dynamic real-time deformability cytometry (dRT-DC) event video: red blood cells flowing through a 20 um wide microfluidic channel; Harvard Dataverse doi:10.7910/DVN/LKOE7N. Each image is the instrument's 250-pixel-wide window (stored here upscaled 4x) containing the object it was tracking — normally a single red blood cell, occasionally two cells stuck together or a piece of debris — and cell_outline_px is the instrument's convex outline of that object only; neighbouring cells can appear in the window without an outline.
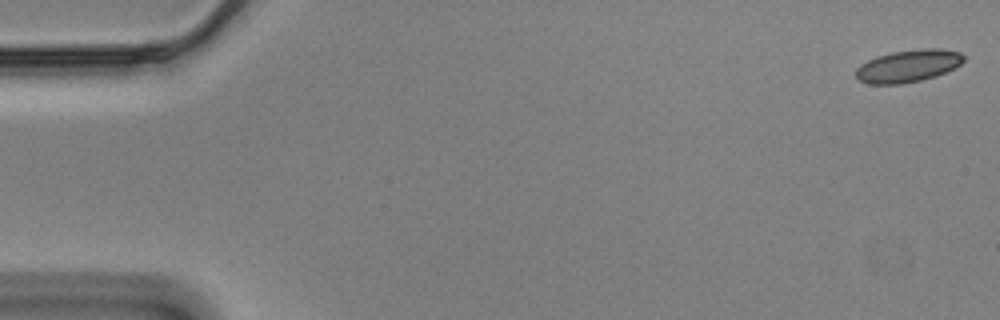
{"species": "Egyptian fruit bat (a non-hibernating species)", "species_latin": "Rousettus aegyptiacus", "temperature_condition": "cold", "stored_images_in_passage": 11, "camera_frame_rate_fps": 3000, "um_per_image_px": 0.085, "animal": {"sex": "male"}, "frame": {"image": 1, "passage_image": 1, "time_ms": 0.0, "image_size_px": [1000, 320], "cell_outline_px": [[964, 60], [960, 64], [936, 76], [920, 80], [900, 84], [868, 84], [860, 80], [856, 76], [856, 68], [860, 64], [876, 56], [892, 52], [920, 48], [944, 48], [960, 52], [964, 56]], "centroid_in_image_um": [77.18, 5.59], "position_along_channel_um": 7.8, "area_um2": 20.35}}